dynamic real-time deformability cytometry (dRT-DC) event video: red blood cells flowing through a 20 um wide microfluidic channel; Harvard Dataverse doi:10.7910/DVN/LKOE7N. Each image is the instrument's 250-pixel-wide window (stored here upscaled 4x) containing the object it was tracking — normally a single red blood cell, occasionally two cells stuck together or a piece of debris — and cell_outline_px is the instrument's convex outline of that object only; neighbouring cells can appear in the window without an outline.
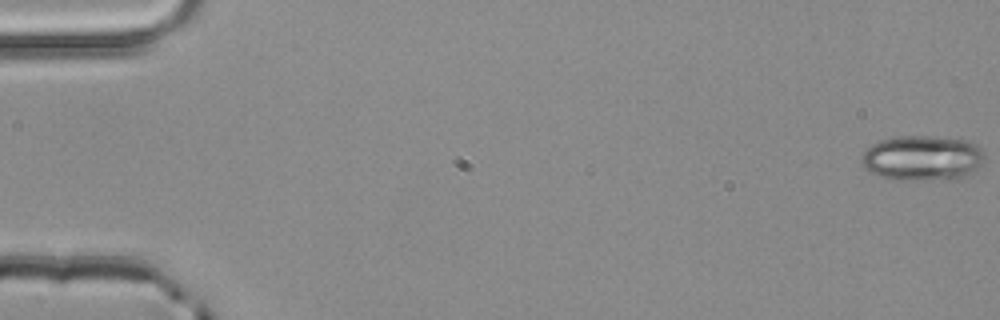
{"species": "common noctule bat (a hibernating species)", "species_latin": "Nyctalus noctula", "temperature_condition": "room temperature", "stored_images_in_passage": 3, "camera_frame_rate_fps": 3000, "um_per_image_px": 0.085, "animal": {"sex": "male", "body_mass_g": 20.4}, "frame": {"image": 1, "passage_image": 1, "time_ms": 0.0, "image_size_px": [1000, 320], "cell_outline_px": [[984, 164], [960, 180], [896, 180], [880, 176], [864, 168], [860, 160], [860, 156], [872, 144], [880, 140], [900, 136], [936, 136], [972, 140], [980, 148], [984, 156]], "centroid_in_image_um": [78.45, 13.44], "position_along_channel_um": 6.5, "area_um2": 33.12}}